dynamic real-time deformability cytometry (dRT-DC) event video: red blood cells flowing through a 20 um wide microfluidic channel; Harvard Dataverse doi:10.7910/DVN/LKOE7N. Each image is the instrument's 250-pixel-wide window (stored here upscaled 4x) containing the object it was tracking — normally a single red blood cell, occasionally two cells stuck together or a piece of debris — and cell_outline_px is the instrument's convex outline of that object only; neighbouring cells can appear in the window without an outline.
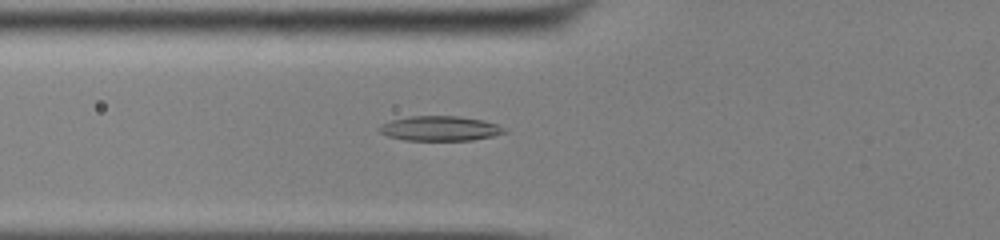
{"species": "common noctule bat (a hibernating species)", "species_latin": "Nyctalus noctula", "temperature_condition": "cold", "stored_images_in_passage": 51, "camera_frame_rate_fps": 3000, "um_per_image_px": 0.085, "animal": {"sex": "male", "body_mass_g": 13.0, "forearm_length_mm": 53.1}, "frame": {"image": 1, "passage_image": 21, "time_ms": 6.667, "image_size_px": [1000, 240], "cell_outline_px": [[508, 132], [492, 136], [472, 140], [404, 140], [388, 136], [380, 132], [380, 128], [384, 124], [392, 120], [408, 116], [460, 116], [484, 120], [496, 124], [504, 128]], "centroid_in_image_um": [37.44, 10.91], "position_along_channel_um": 88.4, "area_um2": 17.92}}
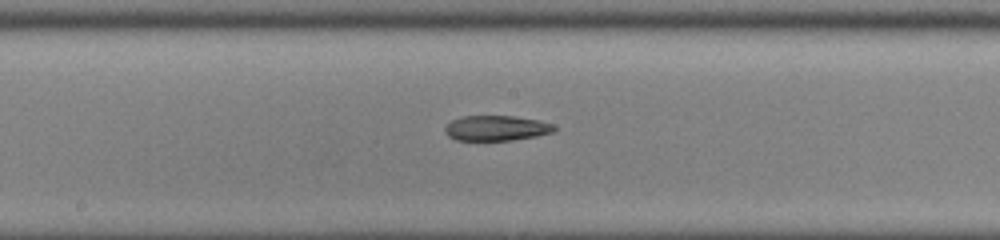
{"frame": {"image": 2, "passage_image": 30, "time_ms": 9.667, "image_size_px": [1000, 240], "cell_outline_px": [[556, 128], [552, 132], [536, 136], [512, 140], [456, 140], [448, 136], [444, 132], [444, 128], [452, 120], [464, 116], [512, 116], [536, 120], [552, 124]], "centroid_in_image_um": [42.15, 10.89], "position_along_channel_um": 206.1, "area_um2": 15.84}}
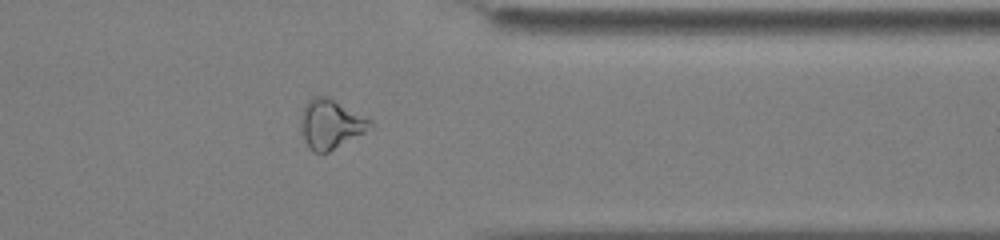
{"frame": {"image": 3, "passage_image": 44, "time_ms": 14.333, "image_size_px": [1000, 240], "cell_outline_px": [[372, 124], [364, 132], [328, 152], [312, 152], [308, 148], [304, 140], [300, 128], [300, 116], [308, 100], [312, 96], [328, 96], [372, 120]], "centroid_in_image_um": [28.06, 10.53], "position_along_channel_um": 383.3, "area_um2": 19.77}}